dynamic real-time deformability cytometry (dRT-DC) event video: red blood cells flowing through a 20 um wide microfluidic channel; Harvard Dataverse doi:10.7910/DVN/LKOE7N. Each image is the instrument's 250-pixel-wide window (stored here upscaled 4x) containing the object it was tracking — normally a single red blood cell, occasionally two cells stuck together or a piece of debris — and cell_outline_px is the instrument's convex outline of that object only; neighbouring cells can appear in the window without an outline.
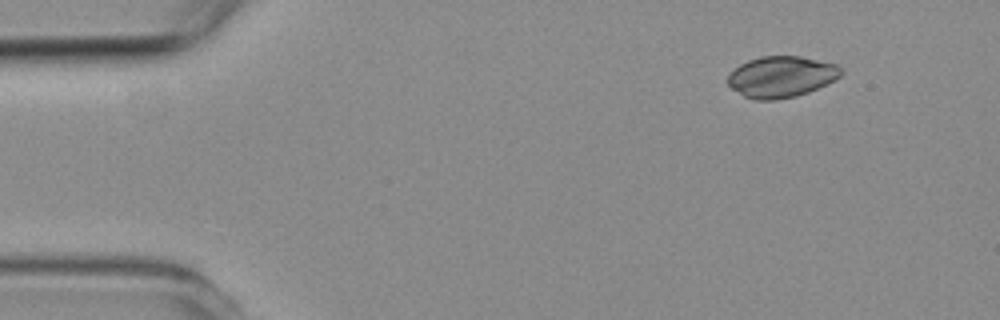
{"species": "common noctule bat (a hibernating species)", "species_latin": "Nyctalus noctula", "temperature_condition": "room temperature", "stored_images_in_passage": 7, "camera_frame_rate_fps": 3000, "um_per_image_px": 0.085, "animal": {"sex": "female", "body_mass_g": 19.3, "forearm_length_mm": 54.1}, "frame": {"image": 1, "passage_image": 2, "time_ms": 1.0, "image_size_px": [1000, 320], "cell_outline_px": [[844, 72], [840, 76], [808, 92], [796, 96], [776, 100], [756, 100], [744, 96], [732, 88], [728, 84], [728, 76], [740, 64], [748, 60], [760, 56], [800, 56], [836, 64]], "centroid_in_image_um": [66.39, 6.52], "position_along_channel_um": 18.6, "area_um2": 26.88}}
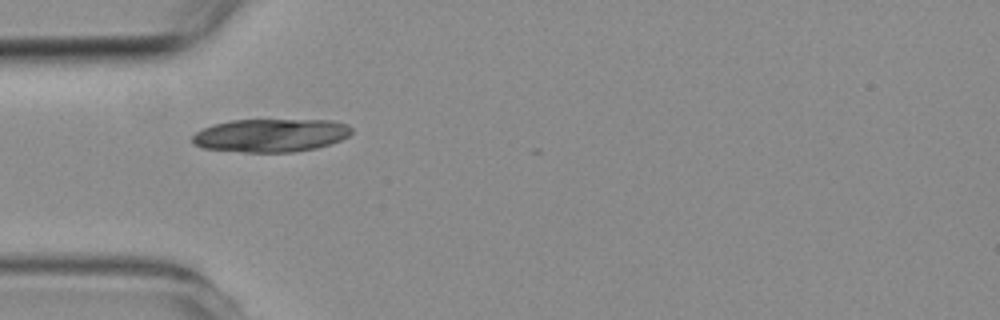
{"frame": {"image": 2, "passage_image": 5, "time_ms": 4.333, "image_size_px": [1000, 320], "cell_outline_px": [[352, 132], [348, 136], [340, 140], [316, 148], [296, 152], [244, 152], [200, 148], [192, 144], [192, 136], [196, 132], [212, 124], [232, 120], [332, 120], [348, 124], [352, 128]], "centroid_in_image_um": [22.99, 11.5], "position_along_channel_um": 62.0, "area_um2": 30.98}}
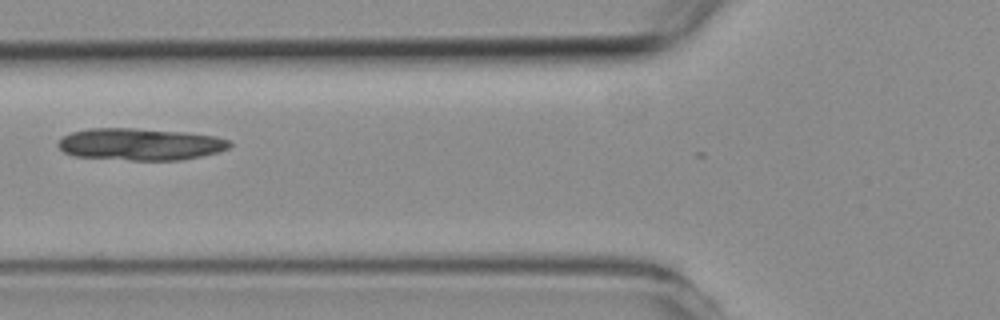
{"frame": {"image": 3, "passage_image": 6, "time_ms": 5.667, "image_size_px": [1000, 320], "cell_outline_px": [[232, 144], [228, 148], [216, 152], [200, 156], [180, 160], [132, 160], [76, 156], [64, 152], [56, 144], [64, 136], [72, 132], [88, 128], [132, 128], [188, 132], [216, 136], [228, 140]], "centroid_in_image_um": [11.92, 12.25], "position_along_channel_um": 113.9, "area_um2": 31.85}}